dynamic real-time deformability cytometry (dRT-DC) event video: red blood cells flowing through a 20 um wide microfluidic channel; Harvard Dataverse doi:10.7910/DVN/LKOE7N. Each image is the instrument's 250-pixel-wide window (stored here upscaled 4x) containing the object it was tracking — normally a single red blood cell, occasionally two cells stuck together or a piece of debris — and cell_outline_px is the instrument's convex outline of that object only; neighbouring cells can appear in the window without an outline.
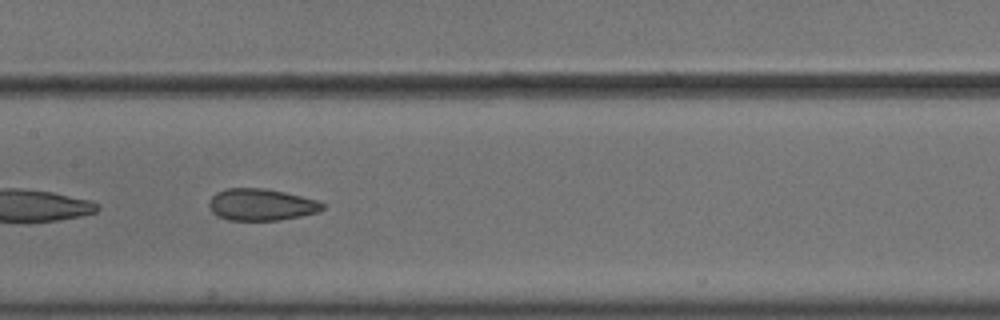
{"species": "common noctule bat (a hibernating species)", "species_latin": "Nyctalus noctula", "temperature_condition": "cold", "stored_images_in_passage": 41, "camera_frame_rate_fps": 3000, "um_per_image_px": 0.085, "animal": {"sex": "male", "body_mass_g": 18.8}, "frame": {"image": 1, "passage_image": 18, "time_ms": 5.667, "image_size_px": [1000, 320], "cell_outline_px": [[324, 208], [316, 212], [300, 216], [280, 220], [228, 220], [216, 216], [212, 212], [208, 204], [212, 196], [216, 192], [224, 188], [264, 188], [284, 192], [316, 200], [324, 204]], "centroid_in_image_um": [22.15, 17.39], "position_along_channel_um": 185.2, "area_um2": 20.98}, "authors_computed_cell_mechanics": {"area_um2": 22.3686, "velocity_mm_per_s": 3.6349, "shape_relaxation_time_tau1_ms": null, "shape_relaxation_time_tau2_ms": 1.6741, "deformation_change_tau1": null, "deformation_change_tau2": 0.0808}}